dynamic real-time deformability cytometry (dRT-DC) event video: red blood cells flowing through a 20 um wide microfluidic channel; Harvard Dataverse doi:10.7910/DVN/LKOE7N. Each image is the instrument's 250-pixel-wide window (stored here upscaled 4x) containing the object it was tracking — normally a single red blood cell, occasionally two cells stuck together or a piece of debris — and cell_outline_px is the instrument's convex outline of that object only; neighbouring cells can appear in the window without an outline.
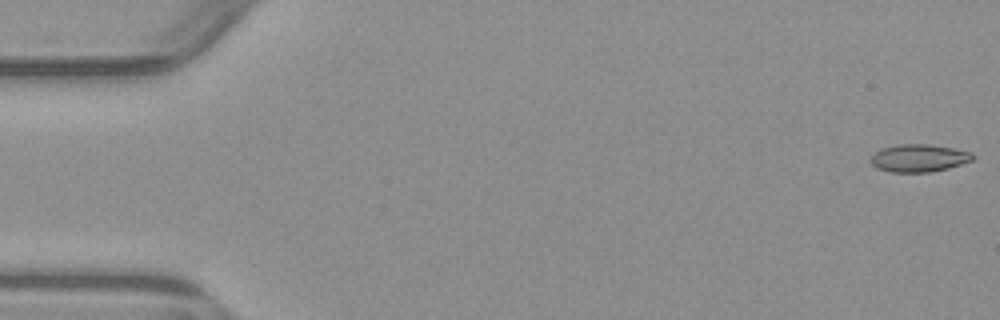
{"species": "common noctule bat (a hibernating species)", "species_latin": "Nyctalus noctula", "temperature_condition": "warm", "stored_images_in_passage": 6, "segment_of_instrument_passage": [1, 2], "camera_frame_rate_fps": 3000, "um_per_image_px": 0.085, "animal": {"sex": "male", "body_mass_g": 23.1, "forearm_length_mm": 52.7}, "frame": {"image": 1, "passage_image": 1, "time_ms": 0.0, "image_size_px": [1000, 320], "cell_outline_px": [[976, 156], [972, 160], [948, 168], [932, 172], [888, 172], [876, 168], [868, 160], [880, 148], [900, 144], [928, 144], [952, 148], [972, 152]], "centroid_in_image_um": [78.08, 13.44], "position_along_channel_um": 6.9, "area_um2": 16.53}}
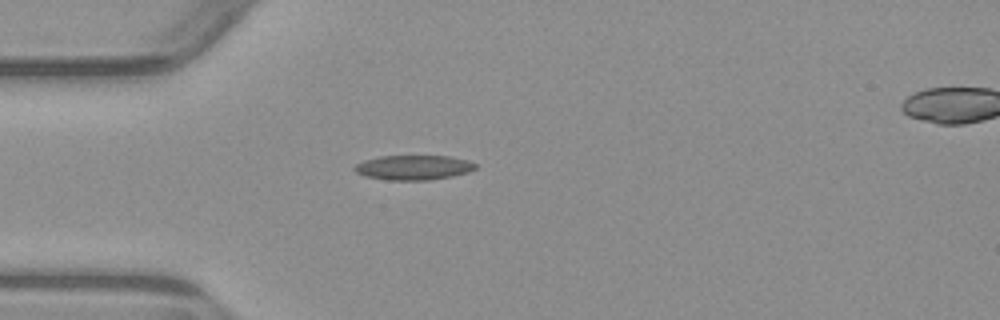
{"frame": {"image": 2, "passage_image": 5, "time_ms": 4.667, "image_size_px": [1000, 320], "cell_outline_px": [[476, 168], [468, 172], [452, 176], [428, 180], [388, 180], [364, 176], [356, 172], [352, 168], [356, 164], [364, 160], [380, 156], [448, 156], [468, 160], [476, 164]], "centroid_in_image_um": [35.13, 14.24], "position_along_channel_um": 49.9, "area_um2": 17.4}}